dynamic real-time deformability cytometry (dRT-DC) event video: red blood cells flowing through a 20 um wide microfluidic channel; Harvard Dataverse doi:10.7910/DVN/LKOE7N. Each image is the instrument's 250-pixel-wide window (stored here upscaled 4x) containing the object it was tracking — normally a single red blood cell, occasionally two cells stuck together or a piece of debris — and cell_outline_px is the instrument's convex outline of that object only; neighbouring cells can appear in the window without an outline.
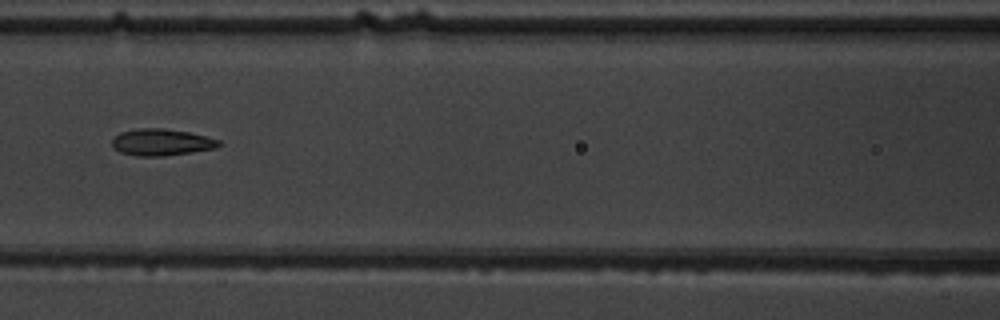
{"species": "common noctule bat (a hibernating species)", "species_latin": "Nyctalus noctula", "temperature_condition": "warm", "stored_images_in_passage": 7, "camera_frame_rate_fps": 3000, "um_per_image_px": 0.085, "animal": {"sex": "male", "body_mass_g": 19.5, "forearm_length_mm": 54.6}, "frame": {"image": 1, "passage_image": 7, "time_ms": 7.667, "image_size_px": [1000, 320], "cell_outline_px": [[224, 144], [216, 148], [192, 152], [164, 156], [136, 156], [120, 152], [112, 148], [112, 140], [120, 132], [136, 128], [164, 128], [188, 132], [220, 140]], "centroid_in_image_um": [13.72, 12.09], "position_along_channel_um": 152.9, "area_um2": 16.76}}